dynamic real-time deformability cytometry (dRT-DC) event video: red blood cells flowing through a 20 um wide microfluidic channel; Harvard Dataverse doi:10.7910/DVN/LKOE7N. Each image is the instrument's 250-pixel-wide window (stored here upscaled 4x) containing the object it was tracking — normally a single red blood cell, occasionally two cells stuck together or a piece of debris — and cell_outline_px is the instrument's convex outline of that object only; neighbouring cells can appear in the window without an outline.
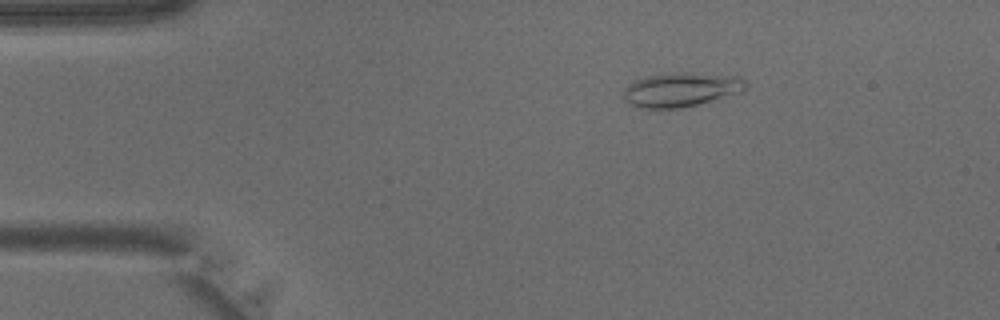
{"species": "common noctule bat (a hibernating species)", "species_latin": "Nyctalus noctula", "temperature_condition": "warm", "stored_images_in_passage": 39, "camera_frame_rate_fps": 3000, "um_per_image_px": 0.085, "animal": {"sex": "male", "body_mass_g": 15.6}, "frame": {"image": 1, "passage_image": 5, "time_ms": 1.333, "image_size_px": [1000, 320], "cell_outline_px": [[748, 88], [744, 92], [696, 104], [676, 108], [640, 108], [624, 100], [624, 88], [632, 80], [648, 76], [672, 72], [696, 72], [740, 76], [748, 84]], "centroid_in_image_um": [57.93, 7.59], "position_along_channel_um": 27.1, "area_um2": 24.68}}
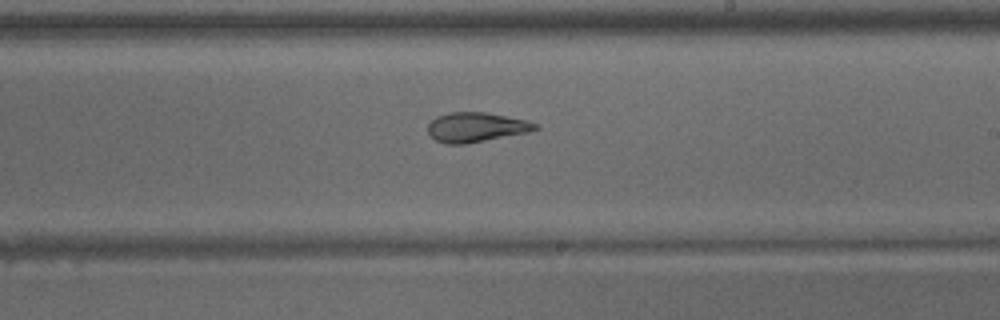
{"frame": {"image": 2, "passage_image": 22, "time_ms": 7.0, "image_size_px": [1000, 320], "cell_outline_px": [[540, 128], [528, 132], [464, 144], [448, 144], [436, 140], [428, 132], [428, 124], [436, 116], [448, 112], [484, 112], [528, 120], [540, 124]], "centroid_in_image_um": [40.49, 10.8], "position_along_channel_um": 248.5, "area_um2": 18.5}}
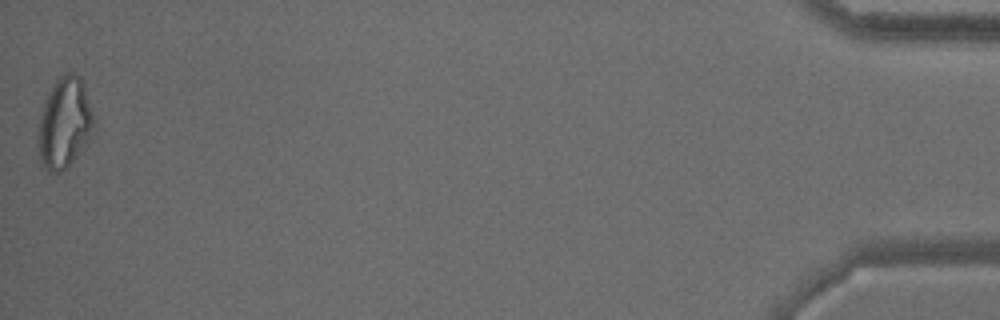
{"frame": {"image": 3, "passage_image": 39, "time_ms": 12.667, "image_size_px": [1000, 320], "cell_outline_px": [[96, 128], [72, 160], [60, 172], [48, 172], [40, 156], [40, 120], [44, 104], [48, 92], [56, 80], [64, 72], [72, 72], [80, 80], [84, 88], [96, 120]], "centroid_in_image_um": [5.52, 10.41], "position_along_channel_um": 429.7, "area_um2": 28.32}}